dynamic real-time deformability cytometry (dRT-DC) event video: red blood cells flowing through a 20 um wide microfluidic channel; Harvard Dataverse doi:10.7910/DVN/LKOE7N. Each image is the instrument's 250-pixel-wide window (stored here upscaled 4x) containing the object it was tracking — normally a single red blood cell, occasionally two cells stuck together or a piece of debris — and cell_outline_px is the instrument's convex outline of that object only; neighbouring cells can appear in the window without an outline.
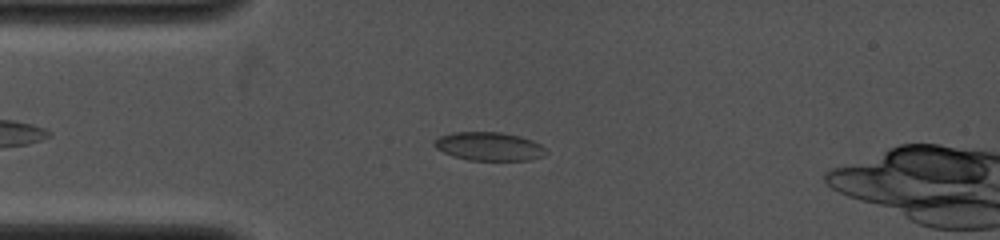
{"species": "common noctule bat (a hibernating species)", "species_latin": "Nyctalus noctula", "temperature_condition": "cold", "stored_images_in_passage": 33, "camera_frame_rate_fps": 4000, "um_per_image_px": 0.085, "animal": {"sex": "female", "body_mass_g": 19.0, "forearm_length_mm": 53.3}, "frame": {"image": 1, "passage_image": 10, "time_ms": 3.0, "image_size_px": [1000, 240], "cell_outline_px": [[548, 152], [544, 156], [532, 160], [468, 160], [452, 156], [436, 148], [432, 144], [440, 136], [452, 132], [500, 132], [520, 136], [532, 140], [548, 148]], "centroid_in_image_um": [41.62, 12.45], "position_along_channel_um": 43.4, "area_um2": 18.73}}
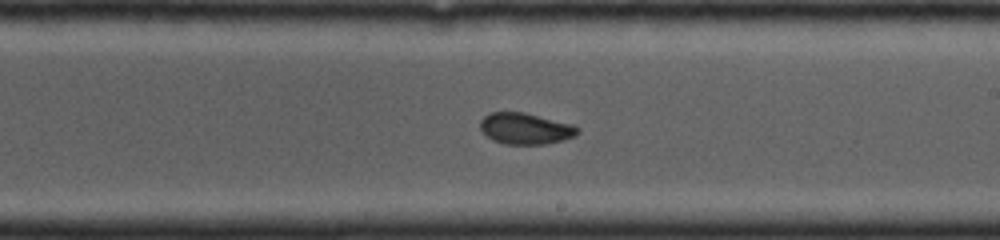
{"frame": {"image": 2, "passage_image": 24, "time_ms": 8.0, "image_size_px": [1000, 240], "cell_outline_px": [[580, 132], [576, 136], [564, 140], [544, 144], [504, 144], [492, 140], [480, 128], [480, 120], [488, 112], [524, 112], [572, 124], [580, 128]], "centroid_in_image_um": [44.68, 10.93], "position_along_channel_um": 244.3, "area_um2": 17.86}}
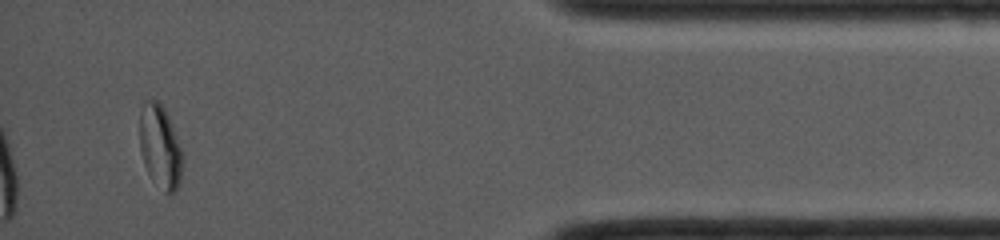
{"frame": {"image": 3, "passage_image": 33, "time_ms": 13.0, "image_size_px": [1000, 240], "cell_outline_px": [[184, 160], [180, 184], [176, 192], [168, 196], [164, 192], [148, 172], [144, 164], [140, 152], [140, 112], [144, 100], [156, 100], [164, 108], [172, 124], [184, 156]], "centroid_in_image_um": [13.64, 12.51], "position_along_channel_um": 421.6, "area_um2": 21.1}}